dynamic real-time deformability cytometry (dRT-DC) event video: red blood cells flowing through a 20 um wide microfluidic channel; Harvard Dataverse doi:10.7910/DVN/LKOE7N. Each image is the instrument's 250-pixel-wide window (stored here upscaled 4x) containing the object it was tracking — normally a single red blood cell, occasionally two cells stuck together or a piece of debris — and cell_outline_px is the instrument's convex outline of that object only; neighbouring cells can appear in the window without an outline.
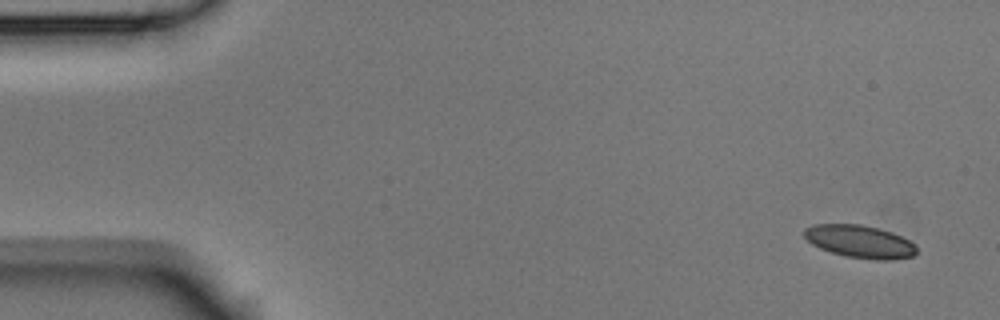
{"species": "Egyptian fruit bat (a non-hibernating species)", "species_latin": "Rousettus aegyptiacus", "temperature_condition": "room temperature", "stored_images_in_passage": 5, "camera_frame_rate_fps": 3000, "um_per_image_px": 0.085, "animal": {"sex": "male"}, "frame": {"image": 1, "passage_image": 1, "time_ms": 0.0, "image_size_px": [1000, 320], "cell_outline_px": [[916, 252], [912, 256], [892, 260], [876, 260], [844, 256], [820, 248], [812, 244], [804, 236], [804, 228], [812, 224], [860, 224], [892, 232], [916, 244]], "centroid_in_image_um": [73.07, 20.53], "position_along_channel_um": 11.9, "area_um2": 21.39}}
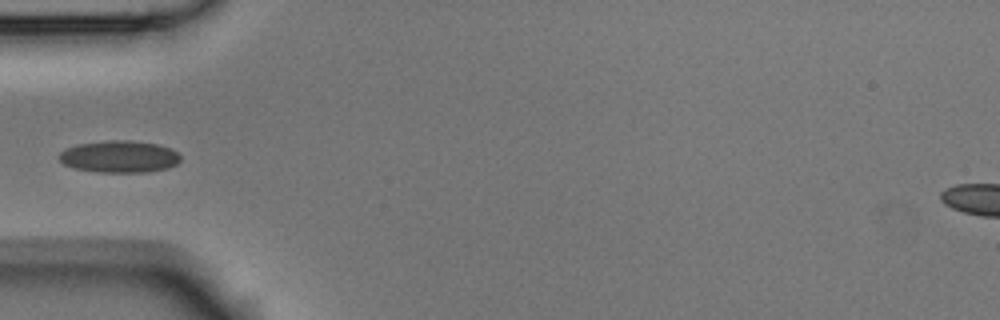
{"frame": {"image": 2, "passage_image": 4, "time_ms": 1.0, "image_size_px": [1000, 320], "cell_outline_px": [[180, 160], [176, 164], [168, 168], [148, 172], [100, 172], [72, 168], [64, 164], [56, 156], [64, 148], [76, 144], [112, 140], [128, 140], [156, 144], [168, 148], [176, 152], [180, 156]], "centroid_in_image_um": [10.09, 13.31], "position_along_channel_um": 74.9, "area_um2": 22.66}}
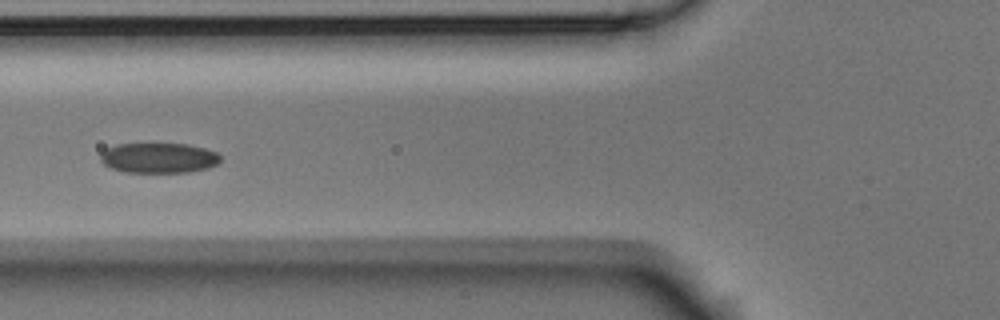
{"frame": {"image": 3, "passage_image": 5, "time_ms": 1.333, "image_size_px": [1000, 320], "cell_outline_px": [[220, 160], [216, 164], [208, 168], [188, 172], [124, 172], [112, 168], [104, 164], [100, 160], [100, 152], [104, 148], [116, 144], [188, 144], [204, 148], [216, 152], [220, 156]], "centroid_in_image_um": [13.45, 13.42], "position_along_channel_um": 112.3, "area_um2": 21.15}}